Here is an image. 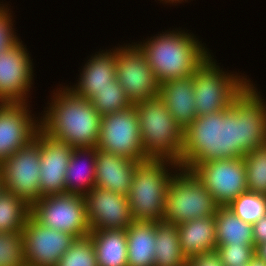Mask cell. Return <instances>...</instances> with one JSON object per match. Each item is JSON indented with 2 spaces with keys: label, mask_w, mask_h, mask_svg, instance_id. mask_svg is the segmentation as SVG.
<instances>
[{
  "label": "cell",
  "mask_w": 266,
  "mask_h": 266,
  "mask_svg": "<svg viewBox=\"0 0 266 266\" xmlns=\"http://www.w3.org/2000/svg\"><path fill=\"white\" fill-rule=\"evenodd\" d=\"M30 215V205L13 193H0V232H20Z\"/></svg>",
  "instance_id": "cell-27"
},
{
  "label": "cell",
  "mask_w": 266,
  "mask_h": 266,
  "mask_svg": "<svg viewBox=\"0 0 266 266\" xmlns=\"http://www.w3.org/2000/svg\"><path fill=\"white\" fill-rule=\"evenodd\" d=\"M216 251L224 266H247L255 256V246L249 245H220Z\"/></svg>",
  "instance_id": "cell-32"
},
{
  "label": "cell",
  "mask_w": 266,
  "mask_h": 266,
  "mask_svg": "<svg viewBox=\"0 0 266 266\" xmlns=\"http://www.w3.org/2000/svg\"><path fill=\"white\" fill-rule=\"evenodd\" d=\"M97 148H74L65 176L66 193L86 195L96 184Z\"/></svg>",
  "instance_id": "cell-22"
},
{
  "label": "cell",
  "mask_w": 266,
  "mask_h": 266,
  "mask_svg": "<svg viewBox=\"0 0 266 266\" xmlns=\"http://www.w3.org/2000/svg\"><path fill=\"white\" fill-rule=\"evenodd\" d=\"M139 162L97 149L95 187L127 196L133 172Z\"/></svg>",
  "instance_id": "cell-20"
},
{
  "label": "cell",
  "mask_w": 266,
  "mask_h": 266,
  "mask_svg": "<svg viewBox=\"0 0 266 266\" xmlns=\"http://www.w3.org/2000/svg\"><path fill=\"white\" fill-rule=\"evenodd\" d=\"M90 101L101 116L133 106L118 80L113 82L111 86L96 91Z\"/></svg>",
  "instance_id": "cell-28"
},
{
  "label": "cell",
  "mask_w": 266,
  "mask_h": 266,
  "mask_svg": "<svg viewBox=\"0 0 266 266\" xmlns=\"http://www.w3.org/2000/svg\"><path fill=\"white\" fill-rule=\"evenodd\" d=\"M254 246L266 242V215L252 224Z\"/></svg>",
  "instance_id": "cell-36"
},
{
  "label": "cell",
  "mask_w": 266,
  "mask_h": 266,
  "mask_svg": "<svg viewBox=\"0 0 266 266\" xmlns=\"http://www.w3.org/2000/svg\"><path fill=\"white\" fill-rule=\"evenodd\" d=\"M213 54L193 74L197 117L216 137H231L249 125L263 97L248 75L224 69Z\"/></svg>",
  "instance_id": "cell-1"
},
{
  "label": "cell",
  "mask_w": 266,
  "mask_h": 266,
  "mask_svg": "<svg viewBox=\"0 0 266 266\" xmlns=\"http://www.w3.org/2000/svg\"><path fill=\"white\" fill-rule=\"evenodd\" d=\"M3 182H2V174H1V170H0V193L3 191Z\"/></svg>",
  "instance_id": "cell-40"
},
{
  "label": "cell",
  "mask_w": 266,
  "mask_h": 266,
  "mask_svg": "<svg viewBox=\"0 0 266 266\" xmlns=\"http://www.w3.org/2000/svg\"><path fill=\"white\" fill-rule=\"evenodd\" d=\"M30 103H0V164L29 144L40 129V115L32 113Z\"/></svg>",
  "instance_id": "cell-15"
},
{
  "label": "cell",
  "mask_w": 266,
  "mask_h": 266,
  "mask_svg": "<svg viewBox=\"0 0 266 266\" xmlns=\"http://www.w3.org/2000/svg\"><path fill=\"white\" fill-rule=\"evenodd\" d=\"M89 236L98 266H128L126 230H93Z\"/></svg>",
  "instance_id": "cell-24"
},
{
  "label": "cell",
  "mask_w": 266,
  "mask_h": 266,
  "mask_svg": "<svg viewBox=\"0 0 266 266\" xmlns=\"http://www.w3.org/2000/svg\"><path fill=\"white\" fill-rule=\"evenodd\" d=\"M34 139L39 143L41 156L40 198L66 193L65 176L74 148L65 142L51 138L41 129Z\"/></svg>",
  "instance_id": "cell-17"
},
{
  "label": "cell",
  "mask_w": 266,
  "mask_h": 266,
  "mask_svg": "<svg viewBox=\"0 0 266 266\" xmlns=\"http://www.w3.org/2000/svg\"><path fill=\"white\" fill-rule=\"evenodd\" d=\"M22 40L0 52V103H27L32 99L34 61Z\"/></svg>",
  "instance_id": "cell-12"
},
{
  "label": "cell",
  "mask_w": 266,
  "mask_h": 266,
  "mask_svg": "<svg viewBox=\"0 0 266 266\" xmlns=\"http://www.w3.org/2000/svg\"><path fill=\"white\" fill-rule=\"evenodd\" d=\"M266 98L252 108L249 124L266 140Z\"/></svg>",
  "instance_id": "cell-34"
},
{
  "label": "cell",
  "mask_w": 266,
  "mask_h": 266,
  "mask_svg": "<svg viewBox=\"0 0 266 266\" xmlns=\"http://www.w3.org/2000/svg\"><path fill=\"white\" fill-rule=\"evenodd\" d=\"M245 162L247 190L266 195V140L249 124L230 137Z\"/></svg>",
  "instance_id": "cell-19"
},
{
  "label": "cell",
  "mask_w": 266,
  "mask_h": 266,
  "mask_svg": "<svg viewBox=\"0 0 266 266\" xmlns=\"http://www.w3.org/2000/svg\"><path fill=\"white\" fill-rule=\"evenodd\" d=\"M52 90L46 107L38 112L40 129L72 148L97 147L102 116L91 101L76 95L67 85Z\"/></svg>",
  "instance_id": "cell-3"
},
{
  "label": "cell",
  "mask_w": 266,
  "mask_h": 266,
  "mask_svg": "<svg viewBox=\"0 0 266 266\" xmlns=\"http://www.w3.org/2000/svg\"><path fill=\"white\" fill-rule=\"evenodd\" d=\"M216 243L254 246L252 224L243 221L227 206H218L215 214Z\"/></svg>",
  "instance_id": "cell-25"
},
{
  "label": "cell",
  "mask_w": 266,
  "mask_h": 266,
  "mask_svg": "<svg viewBox=\"0 0 266 266\" xmlns=\"http://www.w3.org/2000/svg\"><path fill=\"white\" fill-rule=\"evenodd\" d=\"M193 87V75L169 80L160 84L159 97L194 142L213 140L217 137L197 117Z\"/></svg>",
  "instance_id": "cell-13"
},
{
  "label": "cell",
  "mask_w": 266,
  "mask_h": 266,
  "mask_svg": "<svg viewBox=\"0 0 266 266\" xmlns=\"http://www.w3.org/2000/svg\"><path fill=\"white\" fill-rule=\"evenodd\" d=\"M182 28H169L133 43L145 55L159 84L193 75L212 53L203 39Z\"/></svg>",
  "instance_id": "cell-4"
},
{
  "label": "cell",
  "mask_w": 266,
  "mask_h": 266,
  "mask_svg": "<svg viewBox=\"0 0 266 266\" xmlns=\"http://www.w3.org/2000/svg\"><path fill=\"white\" fill-rule=\"evenodd\" d=\"M96 148L134 161L149 159L141 144L139 120L134 105L102 116Z\"/></svg>",
  "instance_id": "cell-9"
},
{
  "label": "cell",
  "mask_w": 266,
  "mask_h": 266,
  "mask_svg": "<svg viewBox=\"0 0 266 266\" xmlns=\"http://www.w3.org/2000/svg\"><path fill=\"white\" fill-rule=\"evenodd\" d=\"M41 156L39 143L33 139L0 164L4 190L32 205L40 198Z\"/></svg>",
  "instance_id": "cell-11"
},
{
  "label": "cell",
  "mask_w": 266,
  "mask_h": 266,
  "mask_svg": "<svg viewBox=\"0 0 266 266\" xmlns=\"http://www.w3.org/2000/svg\"><path fill=\"white\" fill-rule=\"evenodd\" d=\"M0 266H26L22 231L0 232Z\"/></svg>",
  "instance_id": "cell-31"
},
{
  "label": "cell",
  "mask_w": 266,
  "mask_h": 266,
  "mask_svg": "<svg viewBox=\"0 0 266 266\" xmlns=\"http://www.w3.org/2000/svg\"><path fill=\"white\" fill-rule=\"evenodd\" d=\"M158 1H160L159 3L165 4V5H172V6L174 5L177 6L180 3L183 4L184 1H185L184 3L189 2V0H158Z\"/></svg>",
  "instance_id": "cell-39"
},
{
  "label": "cell",
  "mask_w": 266,
  "mask_h": 266,
  "mask_svg": "<svg viewBox=\"0 0 266 266\" xmlns=\"http://www.w3.org/2000/svg\"><path fill=\"white\" fill-rule=\"evenodd\" d=\"M186 166L218 206H227L248 191L245 162L240 147L230 137L195 142Z\"/></svg>",
  "instance_id": "cell-2"
},
{
  "label": "cell",
  "mask_w": 266,
  "mask_h": 266,
  "mask_svg": "<svg viewBox=\"0 0 266 266\" xmlns=\"http://www.w3.org/2000/svg\"><path fill=\"white\" fill-rule=\"evenodd\" d=\"M22 234L26 266H55L76 239L66 232L43 226L31 215Z\"/></svg>",
  "instance_id": "cell-14"
},
{
  "label": "cell",
  "mask_w": 266,
  "mask_h": 266,
  "mask_svg": "<svg viewBox=\"0 0 266 266\" xmlns=\"http://www.w3.org/2000/svg\"><path fill=\"white\" fill-rule=\"evenodd\" d=\"M156 223L133 221L126 229L128 266H155Z\"/></svg>",
  "instance_id": "cell-23"
},
{
  "label": "cell",
  "mask_w": 266,
  "mask_h": 266,
  "mask_svg": "<svg viewBox=\"0 0 266 266\" xmlns=\"http://www.w3.org/2000/svg\"><path fill=\"white\" fill-rule=\"evenodd\" d=\"M100 51L87 56L80 67L77 82L67 84L76 95L91 99L96 91L111 86L116 79V46L99 49Z\"/></svg>",
  "instance_id": "cell-18"
},
{
  "label": "cell",
  "mask_w": 266,
  "mask_h": 266,
  "mask_svg": "<svg viewBox=\"0 0 266 266\" xmlns=\"http://www.w3.org/2000/svg\"><path fill=\"white\" fill-rule=\"evenodd\" d=\"M181 167L170 159L149 158L137 164L127 195L134 221H163L167 189Z\"/></svg>",
  "instance_id": "cell-6"
},
{
  "label": "cell",
  "mask_w": 266,
  "mask_h": 266,
  "mask_svg": "<svg viewBox=\"0 0 266 266\" xmlns=\"http://www.w3.org/2000/svg\"><path fill=\"white\" fill-rule=\"evenodd\" d=\"M247 266H266V262L255 255Z\"/></svg>",
  "instance_id": "cell-38"
},
{
  "label": "cell",
  "mask_w": 266,
  "mask_h": 266,
  "mask_svg": "<svg viewBox=\"0 0 266 266\" xmlns=\"http://www.w3.org/2000/svg\"><path fill=\"white\" fill-rule=\"evenodd\" d=\"M55 266H98L90 236L76 238Z\"/></svg>",
  "instance_id": "cell-30"
},
{
  "label": "cell",
  "mask_w": 266,
  "mask_h": 266,
  "mask_svg": "<svg viewBox=\"0 0 266 266\" xmlns=\"http://www.w3.org/2000/svg\"><path fill=\"white\" fill-rule=\"evenodd\" d=\"M155 230V266H187L188 259L180 246L177 225L161 221L155 224Z\"/></svg>",
  "instance_id": "cell-26"
},
{
  "label": "cell",
  "mask_w": 266,
  "mask_h": 266,
  "mask_svg": "<svg viewBox=\"0 0 266 266\" xmlns=\"http://www.w3.org/2000/svg\"><path fill=\"white\" fill-rule=\"evenodd\" d=\"M130 43H118L116 47V79L135 104L159 96L160 84L145 55L133 42Z\"/></svg>",
  "instance_id": "cell-10"
},
{
  "label": "cell",
  "mask_w": 266,
  "mask_h": 266,
  "mask_svg": "<svg viewBox=\"0 0 266 266\" xmlns=\"http://www.w3.org/2000/svg\"><path fill=\"white\" fill-rule=\"evenodd\" d=\"M218 205L197 176L182 166L170 181L166 194L164 222H182L216 214Z\"/></svg>",
  "instance_id": "cell-7"
},
{
  "label": "cell",
  "mask_w": 266,
  "mask_h": 266,
  "mask_svg": "<svg viewBox=\"0 0 266 266\" xmlns=\"http://www.w3.org/2000/svg\"><path fill=\"white\" fill-rule=\"evenodd\" d=\"M3 3L2 0V4H0V52L11 48L21 40L16 32L17 30H15L17 28L14 27V11L10 9V4Z\"/></svg>",
  "instance_id": "cell-33"
},
{
  "label": "cell",
  "mask_w": 266,
  "mask_h": 266,
  "mask_svg": "<svg viewBox=\"0 0 266 266\" xmlns=\"http://www.w3.org/2000/svg\"><path fill=\"white\" fill-rule=\"evenodd\" d=\"M144 154L186 166L194 141L180 128L159 96L133 104Z\"/></svg>",
  "instance_id": "cell-5"
},
{
  "label": "cell",
  "mask_w": 266,
  "mask_h": 266,
  "mask_svg": "<svg viewBox=\"0 0 266 266\" xmlns=\"http://www.w3.org/2000/svg\"><path fill=\"white\" fill-rule=\"evenodd\" d=\"M227 207L243 221L254 224L266 215V195L247 191L239 195Z\"/></svg>",
  "instance_id": "cell-29"
},
{
  "label": "cell",
  "mask_w": 266,
  "mask_h": 266,
  "mask_svg": "<svg viewBox=\"0 0 266 266\" xmlns=\"http://www.w3.org/2000/svg\"><path fill=\"white\" fill-rule=\"evenodd\" d=\"M30 215L43 226L75 238L91 232L82 195L62 193L41 197L30 206Z\"/></svg>",
  "instance_id": "cell-8"
},
{
  "label": "cell",
  "mask_w": 266,
  "mask_h": 266,
  "mask_svg": "<svg viewBox=\"0 0 266 266\" xmlns=\"http://www.w3.org/2000/svg\"><path fill=\"white\" fill-rule=\"evenodd\" d=\"M177 230L187 259L217 248L215 215L182 222L177 225Z\"/></svg>",
  "instance_id": "cell-21"
},
{
  "label": "cell",
  "mask_w": 266,
  "mask_h": 266,
  "mask_svg": "<svg viewBox=\"0 0 266 266\" xmlns=\"http://www.w3.org/2000/svg\"><path fill=\"white\" fill-rule=\"evenodd\" d=\"M187 266H224L219 253L214 250L188 259Z\"/></svg>",
  "instance_id": "cell-35"
},
{
  "label": "cell",
  "mask_w": 266,
  "mask_h": 266,
  "mask_svg": "<svg viewBox=\"0 0 266 266\" xmlns=\"http://www.w3.org/2000/svg\"><path fill=\"white\" fill-rule=\"evenodd\" d=\"M255 255L266 262V242L255 247Z\"/></svg>",
  "instance_id": "cell-37"
},
{
  "label": "cell",
  "mask_w": 266,
  "mask_h": 266,
  "mask_svg": "<svg viewBox=\"0 0 266 266\" xmlns=\"http://www.w3.org/2000/svg\"><path fill=\"white\" fill-rule=\"evenodd\" d=\"M83 197L91 231L126 230L134 221L124 194L94 187Z\"/></svg>",
  "instance_id": "cell-16"
}]
</instances>
